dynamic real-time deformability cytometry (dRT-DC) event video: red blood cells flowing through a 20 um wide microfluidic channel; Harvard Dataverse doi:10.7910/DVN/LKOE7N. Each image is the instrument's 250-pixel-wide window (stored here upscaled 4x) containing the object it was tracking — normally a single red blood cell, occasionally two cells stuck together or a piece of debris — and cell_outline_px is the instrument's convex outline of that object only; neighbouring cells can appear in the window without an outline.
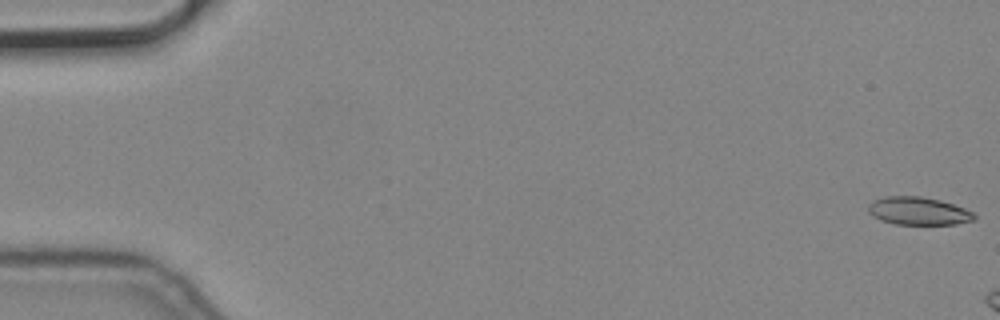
{"species": "common noctule bat (a hibernating species)", "species_latin": "Nyctalus noctula", "temperature_condition": "cold", "stored_images_in_passage": 3, "camera_frame_rate_fps": 3000, "um_per_image_px": 0.085, "animal": {"sex": "male", "body_mass_g": 19.2, "forearm_length_mm": 51.8}, "frame": {"image": 1, "passage_image": 1, "time_ms": 0.0, "image_size_px": [1000, 320], "cell_outline_px": [[976, 220], [956, 224], [896, 224], [880, 220], [872, 216], [868, 212], [868, 204], [872, 200], [884, 196], [920, 196], [940, 200], [964, 208], [972, 212], [976, 216]], "centroid_in_image_um": [78.03, 17.93], "position_along_channel_um": 7.0, "area_um2": 17.34}}